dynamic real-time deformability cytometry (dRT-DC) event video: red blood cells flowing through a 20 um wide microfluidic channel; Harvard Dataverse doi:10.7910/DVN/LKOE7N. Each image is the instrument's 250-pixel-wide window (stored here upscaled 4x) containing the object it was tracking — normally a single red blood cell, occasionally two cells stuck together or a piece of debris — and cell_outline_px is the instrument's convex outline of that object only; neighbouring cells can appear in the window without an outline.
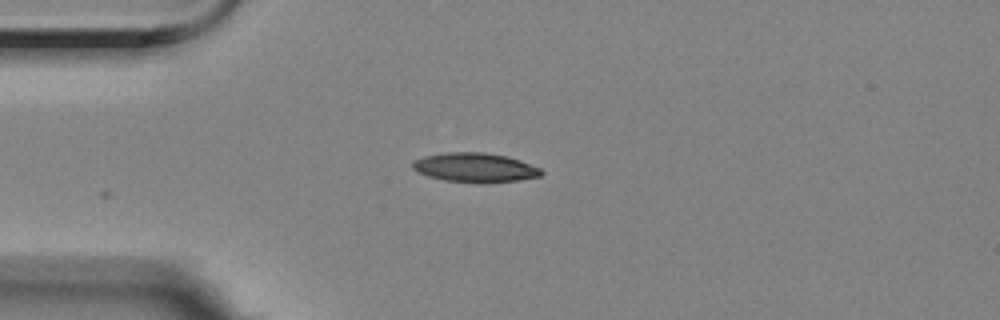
{"species": "Egyptian fruit bat (a non-hibernating species)", "species_latin": "Rousettus aegyptiacus", "temperature_condition": "room temperature", "stored_images_in_passage": 7, "camera_frame_rate_fps": 3000, "um_per_image_px": 0.085, "animal": {"sex": "female"}, "frame": {"image": 1, "passage_image": 1, "time_ms": 0.0, "image_size_px": [1000, 320], "cell_outline_px": [[544, 172], [540, 176], [520, 180], [480, 184], [444, 180], [428, 176], [416, 172], [412, 168], [412, 160], [424, 156], [444, 152], [484, 152], [504, 156], [520, 160], [540, 168]], "centroid_in_image_um": [40.34, 14.25], "position_along_channel_um": 44.7, "area_um2": 22.25}}